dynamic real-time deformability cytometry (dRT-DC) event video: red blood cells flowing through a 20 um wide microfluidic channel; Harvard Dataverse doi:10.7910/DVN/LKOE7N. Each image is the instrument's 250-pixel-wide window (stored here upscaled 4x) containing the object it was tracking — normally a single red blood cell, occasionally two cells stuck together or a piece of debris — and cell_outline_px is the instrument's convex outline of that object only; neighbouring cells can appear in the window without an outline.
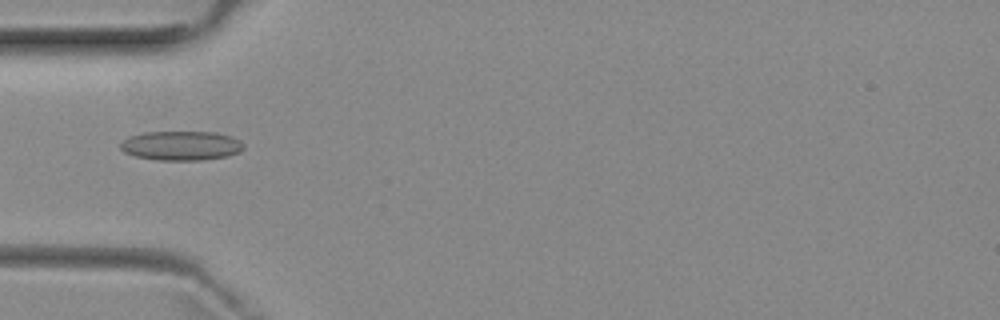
{"species": "common noctule bat (a hibernating species)", "species_latin": "Nyctalus noctula", "temperature_condition": "room temperature", "stored_images_in_passage": 2, "camera_frame_rate_fps": 3000, "um_per_image_px": 0.085, "animal": {"sex": "female", "body_mass_g": 29.2, "forearm_length_mm": 56.3}, "frame": {"image": 1, "passage_image": 2, "time_ms": 2.0, "image_size_px": [1000, 320], "cell_outline_px": [[244, 148], [240, 152], [228, 156], [200, 160], [160, 160], [136, 156], [124, 152], [120, 148], [120, 144], [128, 136], [144, 132], [216, 132], [232, 136], [240, 140], [244, 144]], "centroid_in_image_um": [15.43, 12.37], "position_along_channel_um": 69.6, "area_um2": 21.15}}